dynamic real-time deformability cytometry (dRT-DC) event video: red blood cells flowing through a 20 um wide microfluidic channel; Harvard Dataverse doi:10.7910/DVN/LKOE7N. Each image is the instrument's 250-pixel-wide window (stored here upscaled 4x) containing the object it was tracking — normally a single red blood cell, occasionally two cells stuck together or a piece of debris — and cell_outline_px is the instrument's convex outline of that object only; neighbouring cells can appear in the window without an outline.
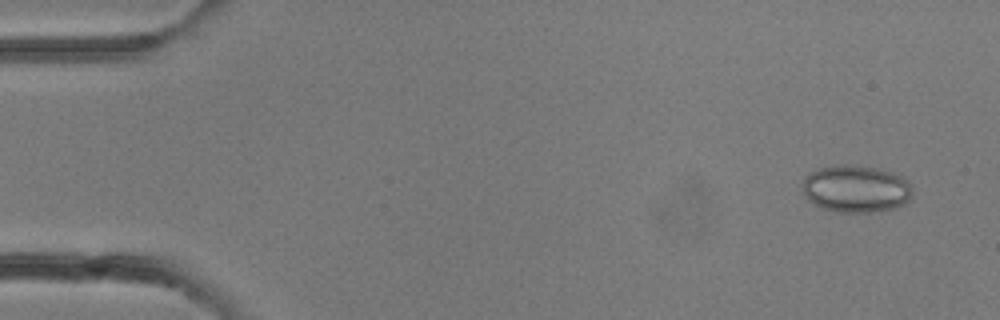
{"species": "common noctule bat (a hibernating species)", "species_latin": "Nyctalus noctula", "temperature_condition": "room temperature", "stored_images_in_passage": 9, "camera_frame_rate_fps": 3000, "um_per_image_px": 0.085, "animal": {"sex": "female"}, "frame": {"image": 1, "passage_image": 2, "time_ms": 0.333, "image_size_px": [1000, 320], "cell_outline_px": [[912, 196], [904, 204], [896, 208], [868, 212], [836, 212], [812, 204], [808, 200], [800, 184], [804, 176], [816, 168], [840, 164], [844, 164], [876, 168], [892, 172], [908, 180], [912, 188]], "centroid_in_image_um": [72.72, 16.04], "position_along_channel_um": 12.3, "area_um2": 30.63}}